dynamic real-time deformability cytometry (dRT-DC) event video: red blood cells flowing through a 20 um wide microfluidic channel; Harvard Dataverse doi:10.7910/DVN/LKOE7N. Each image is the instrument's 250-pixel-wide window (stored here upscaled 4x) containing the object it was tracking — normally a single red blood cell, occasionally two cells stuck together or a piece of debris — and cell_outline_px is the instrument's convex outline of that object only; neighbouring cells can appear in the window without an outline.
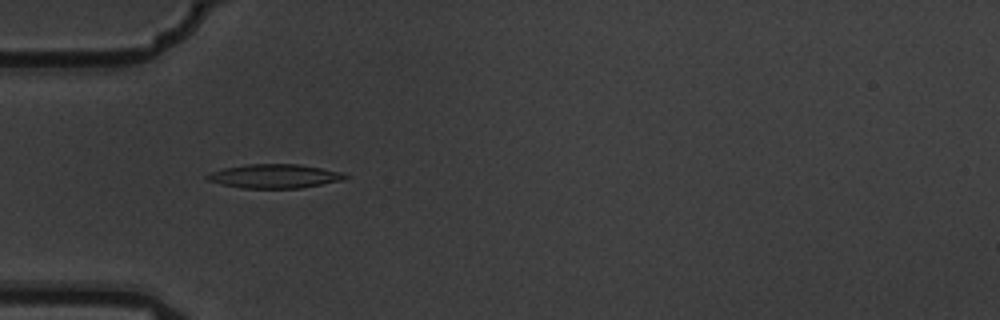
{"species": "common noctule bat (a hibernating species)", "species_latin": "Nyctalus noctula", "temperature_condition": "warm", "stored_images_in_passage": 8, "camera_frame_rate_fps": 3000, "um_per_image_px": 0.085, "animal": {"sex": "male", "body_mass_g": 19.5, "forearm_length_mm": 54.6}, "frame": {"image": 1, "passage_image": 6, "time_ms": 1.667, "image_size_px": [1000, 320], "cell_outline_px": [[352, 176], [344, 180], [300, 188], [240, 188], [220, 184], [204, 180], [204, 176], [212, 172], [224, 168], [248, 164], [300, 164], [344, 172]], "centroid_in_image_um": [23.36, 14.97], "position_along_channel_um": 61.6, "area_um2": 19.54}}
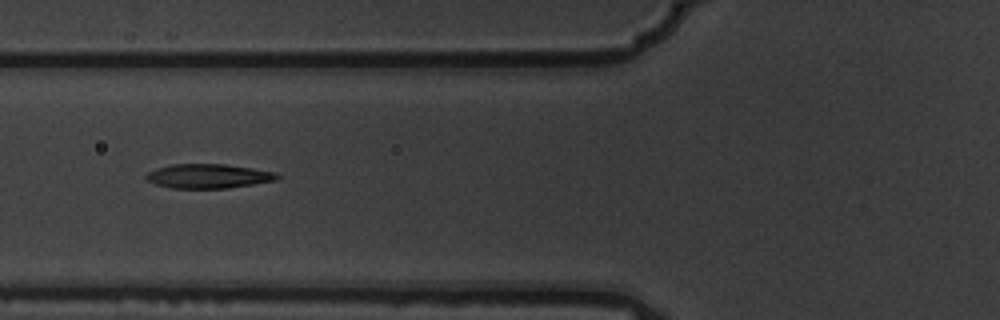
{"frame": {"image": 2, "passage_image": 7, "time_ms": 2.0, "image_size_px": [1000, 320], "cell_outline_px": [[280, 176], [276, 180], [228, 188], [172, 188], [156, 184], [148, 180], [144, 176], [148, 172], [156, 168], [172, 164], [224, 164], [252, 168], [276, 172]], "centroid_in_image_um": [17.7, 14.96], "position_along_channel_um": 108.1, "area_um2": 18.44}}
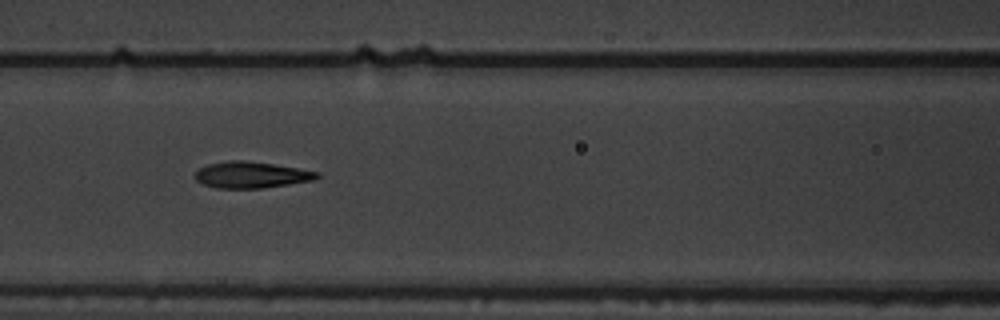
{"frame": {"image": 3, "passage_image": 8, "time_ms": 2.333, "image_size_px": [1000, 320], "cell_outline_px": [[320, 176], [316, 180], [264, 188], [216, 188], [204, 184], [196, 180], [196, 172], [200, 168], [208, 164], [228, 160], [244, 160], [272, 164], [320, 172]], "centroid_in_image_um": [21.39, 14.86], "position_along_channel_um": 145.2, "area_um2": 18.67}}